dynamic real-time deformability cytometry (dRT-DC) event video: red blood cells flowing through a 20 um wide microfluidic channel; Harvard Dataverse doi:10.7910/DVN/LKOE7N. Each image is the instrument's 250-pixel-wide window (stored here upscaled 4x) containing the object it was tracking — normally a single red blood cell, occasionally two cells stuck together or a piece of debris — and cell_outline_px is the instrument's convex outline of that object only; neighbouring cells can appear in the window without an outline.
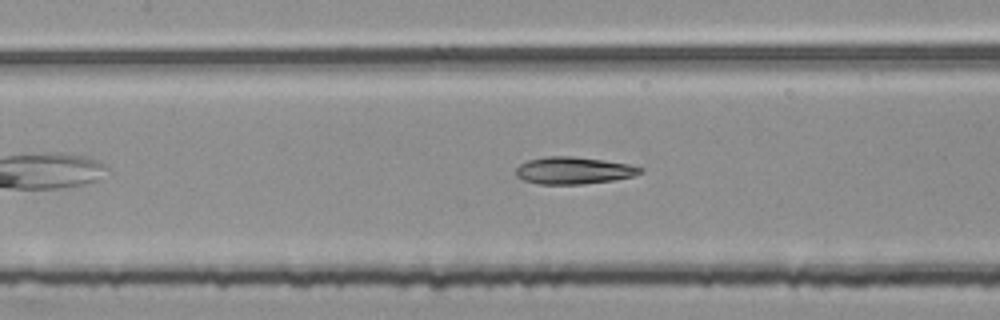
{"species": "common noctule bat (a hibernating species)", "species_latin": "Nyctalus noctula", "temperature_condition": "room temperature", "stored_images_in_passage": 6, "camera_frame_rate_fps": 3000, "um_per_image_px": 0.085, "animal": {"sex": "female", "body_mass_g": 25.1}, "frame": {"image": 1, "passage_image": 6, "time_ms": 1.667, "image_size_px": [1000, 320], "cell_outline_px": [[644, 172], [632, 176], [612, 180], [584, 184], [540, 184], [524, 180], [516, 176], [516, 168], [520, 164], [528, 160], [544, 156], [572, 156], [604, 160], [628, 164], [644, 168]], "centroid_in_image_um": [48.75, 14.48], "position_along_channel_um": 158.6, "area_um2": 19.65}}